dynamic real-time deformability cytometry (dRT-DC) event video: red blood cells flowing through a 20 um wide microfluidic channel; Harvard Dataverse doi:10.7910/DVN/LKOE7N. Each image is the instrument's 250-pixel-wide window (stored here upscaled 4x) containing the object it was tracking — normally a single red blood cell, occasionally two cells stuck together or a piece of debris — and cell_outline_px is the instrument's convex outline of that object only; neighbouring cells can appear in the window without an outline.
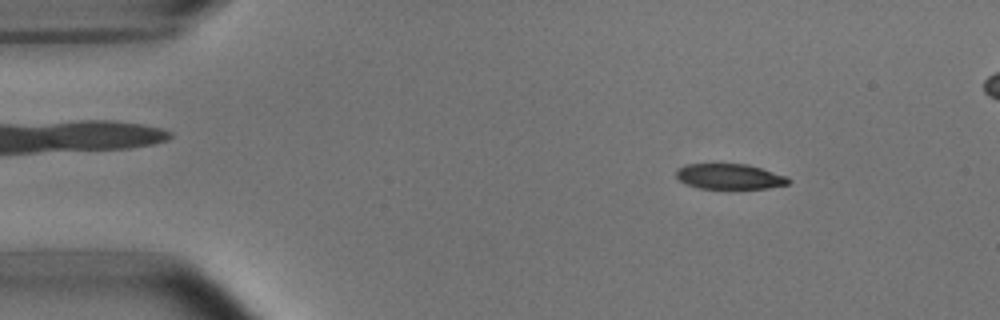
{"species": "common noctule bat (a hibernating species)", "species_latin": "Nyctalus noctula", "temperature_condition": "room temperature", "stored_images_in_passage": 51, "camera_frame_rate_fps": 3000, "um_per_image_px": 0.085, "animal": {"sex": "male", "body_mass_g": 15.6}, "frame": {"image": 1, "passage_image": 7, "time_ms": 2.0, "image_size_px": [1000, 320], "cell_outline_px": [[788, 184], [768, 188], [732, 192], [700, 188], [684, 184], [676, 176], [676, 168], [684, 164], [748, 164], [788, 176]], "centroid_in_image_um": [61.99, 15.05], "position_along_channel_um": 23.0, "area_um2": 17.57}}
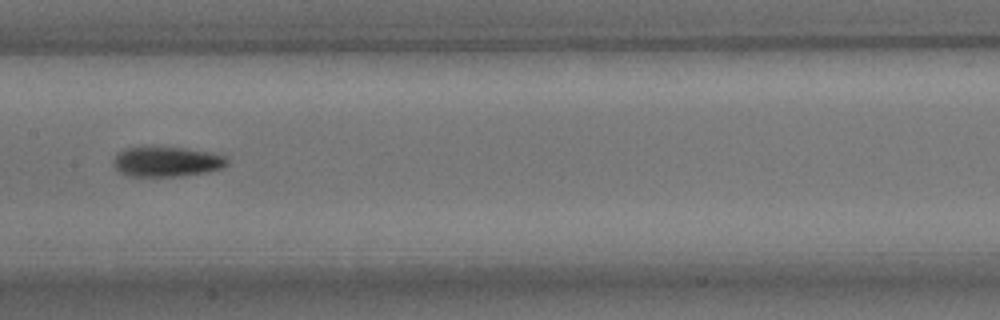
{"frame": {"image": 2, "passage_image": 26, "time_ms": 8.333, "image_size_px": [1000, 320], "cell_outline_px": [[228, 164], [224, 168], [208, 172], [180, 176], [128, 176], [120, 172], [112, 164], [112, 160], [116, 152], [124, 148], [184, 148], [208, 152], [224, 156], [228, 160]], "centroid_in_image_um": [14.15, 13.76], "position_along_channel_um": 193.2, "area_um2": 19.83}}
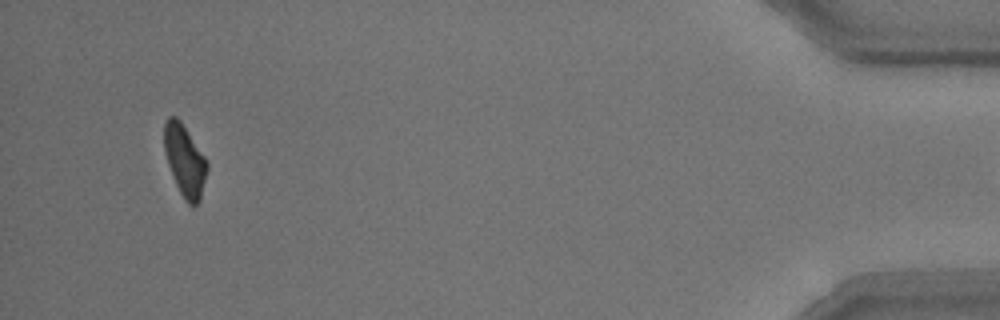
{"frame": {"image": 3, "passage_image": 50, "time_ms": 16.333, "image_size_px": [1000, 320], "cell_outline_px": [[208, 168], [200, 200], [196, 204], [188, 204], [184, 200], [172, 176], [164, 152], [164, 124], [168, 116], [176, 116], [180, 120], [204, 156], [208, 164]], "centroid_in_image_um": [15.69, 13.64], "position_along_channel_um": 419.5, "area_um2": 17.74}}